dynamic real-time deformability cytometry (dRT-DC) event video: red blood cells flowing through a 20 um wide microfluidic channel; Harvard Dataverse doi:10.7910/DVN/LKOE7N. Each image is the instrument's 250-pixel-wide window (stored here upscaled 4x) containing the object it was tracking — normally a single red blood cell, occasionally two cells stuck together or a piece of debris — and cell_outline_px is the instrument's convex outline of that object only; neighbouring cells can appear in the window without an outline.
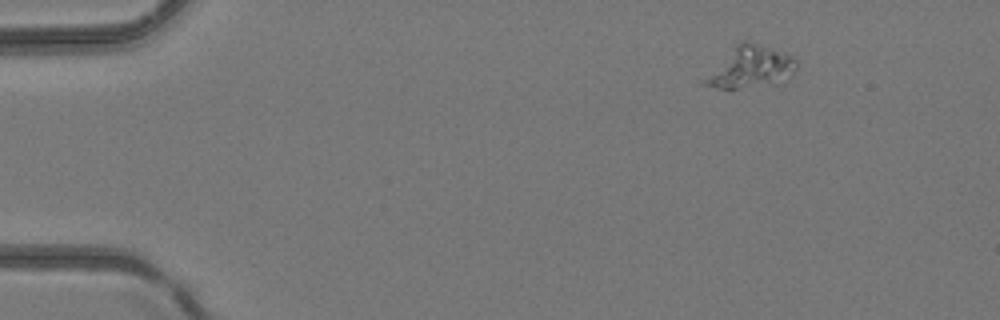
{"species": "common noctule bat (a hibernating species)", "species_latin": "Nyctalus noctula", "temperature_condition": "room temperature", "stored_images_in_passage": 3, "camera_frame_rate_fps": 3000, "um_per_image_px": 0.085, "animal": {"sex": "female", "body_mass_g": 24.6, "forearm_length_mm": 56.2}, "frame": {"image": 1, "passage_image": 1, "time_ms": 0.0, "image_size_px": [1000, 320], "cell_outline_px": [[796, 68], [792, 72], [776, 84], [736, 88], [716, 88], [700, 84], [700, 80], [736, 44], [744, 40], [792, 56], [796, 60]], "centroid_in_image_um": [63.71, 5.73], "position_along_channel_um": 21.3, "area_um2": 21.68}}
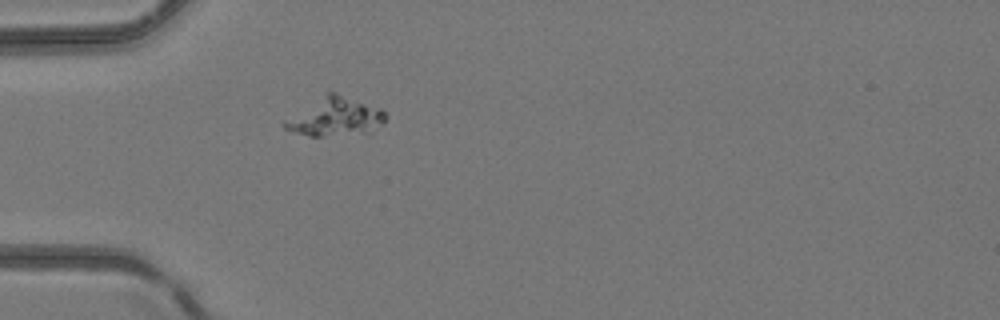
{"frame": {"image": 2, "passage_image": 3, "time_ms": 3.0, "image_size_px": [1000, 320], "cell_outline_px": [[388, 116], [380, 124], [364, 132], [324, 136], [308, 136], [284, 128], [280, 124], [284, 120], [328, 88], [380, 108]], "centroid_in_image_um": [28.41, 9.86], "position_along_channel_um": 56.6, "area_um2": 22.83}}